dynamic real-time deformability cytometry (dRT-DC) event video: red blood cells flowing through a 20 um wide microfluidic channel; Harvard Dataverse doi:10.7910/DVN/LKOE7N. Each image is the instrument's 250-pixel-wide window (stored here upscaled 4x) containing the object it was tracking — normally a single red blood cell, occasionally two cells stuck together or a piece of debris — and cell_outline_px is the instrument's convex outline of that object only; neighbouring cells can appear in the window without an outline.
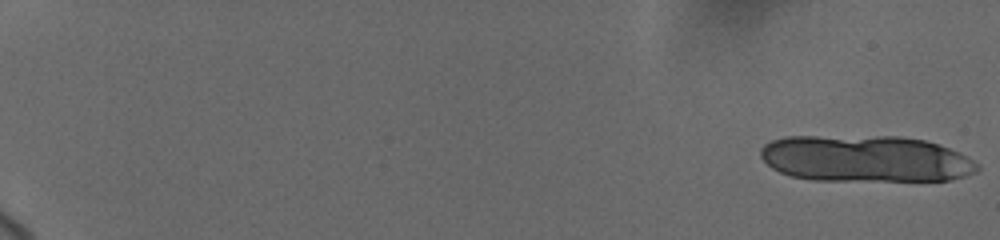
{"species": "human", "species_latin": "Homo sapiens", "temperature_condition": "cold", "stored_images_in_passage": 22, "camera_frame_rate_fps": 3000, "um_per_image_px": 0.085, "donor": {"sex": "female"}, "frame": {"image": 1, "passage_image": 1, "time_ms": 0.0, "image_size_px": [1000, 240], "cell_outline_px": [[980, 168], [976, 172], [964, 176], [948, 180], [812, 180], [792, 176], [780, 172], [772, 168], [760, 156], [760, 148], [764, 144], [772, 140], [784, 136], [900, 136], [924, 140], [960, 152], [980, 164]], "centroid_in_image_um": [73.56, 13.48], "position_along_channel_um": 11.4, "area_um2": 59.01}}
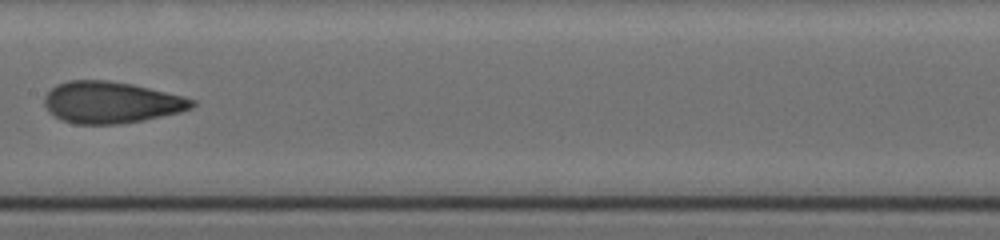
{"frame": {"image": 2, "passage_image": 21, "time_ms": 11.333, "image_size_px": [1000, 240], "cell_outline_px": [[196, 104], [192, 108], [180, 112], [144, 120], [120, 124], [76, 124], [60, 120], [48, 112], [44, 104], [44, 96], [56, 84], [68, 80], [108, 80], [132, 84], [184, 96], [196, 100]], "centroid_in_image_um": [9.43, 8.7], "position_along_channel_um": 198.0, "area_um2": 36.07}}
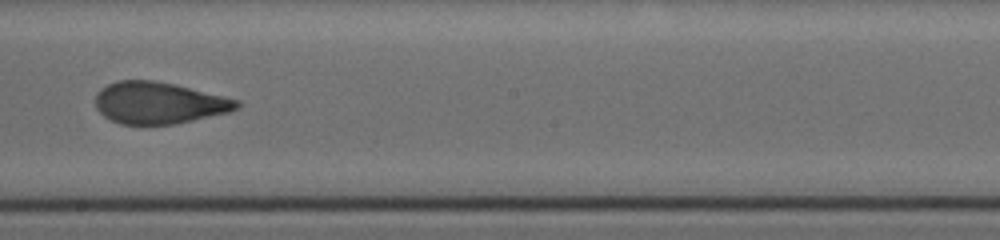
{"frame": {"image": 3, "passage_image": 22, "time_ms": 12.333, "image_size_px": [1000, 240], "cell_outline_px": [[240, 104], [236, 108], [228, 112], [176, 124], [120, 124], [104, 116], [96, 108], [96, 92], [100, 88], [116, 80], [152, 80], [172, 84], [240, 100]], "centroid_in_image_um": [13.46, 8.74], "position_along_channel_um": 234.7, "area_um2": 34.1}}